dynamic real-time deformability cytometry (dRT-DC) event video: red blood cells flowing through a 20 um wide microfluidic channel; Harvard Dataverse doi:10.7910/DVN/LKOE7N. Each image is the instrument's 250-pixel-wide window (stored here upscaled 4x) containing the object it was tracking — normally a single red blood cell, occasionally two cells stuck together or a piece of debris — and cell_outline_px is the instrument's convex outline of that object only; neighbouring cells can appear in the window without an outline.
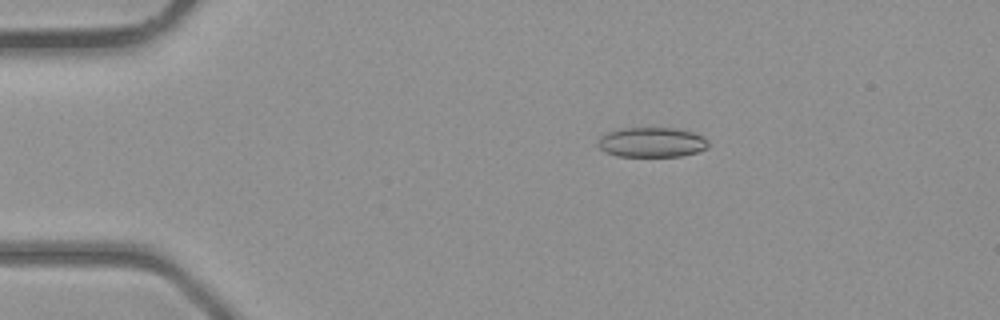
{"species": "common noctule bat (a hibernating species)", "species_latin": "Nyctalus noctula", "temperature_condition": "room temperature", "stored_images_in_passage": 3, "camera_frame_rate_fps": 3000, "um_per_image_px": 0.085, "animal": {"sex": "male", "body_mass_g": 23.1, "forearm_length_mm": 52.7}, "frame": {"image": 1, "passage_image": 2, "time_ms": 1.333, "image_size_px": [1000, 320], "cell_outline_px": [[708, 148], [696, 152], [680, 156], [616, 156], [604, 152], [596, 144], [600, 136], [608, 132], [624, 128], [676, 128], [692, 132], [700, 136], [708, 144]], "centroid_in_image_um": [55.34, 12.1], "position_along_channel_um": 29.7, "area_um2": 19.07}}